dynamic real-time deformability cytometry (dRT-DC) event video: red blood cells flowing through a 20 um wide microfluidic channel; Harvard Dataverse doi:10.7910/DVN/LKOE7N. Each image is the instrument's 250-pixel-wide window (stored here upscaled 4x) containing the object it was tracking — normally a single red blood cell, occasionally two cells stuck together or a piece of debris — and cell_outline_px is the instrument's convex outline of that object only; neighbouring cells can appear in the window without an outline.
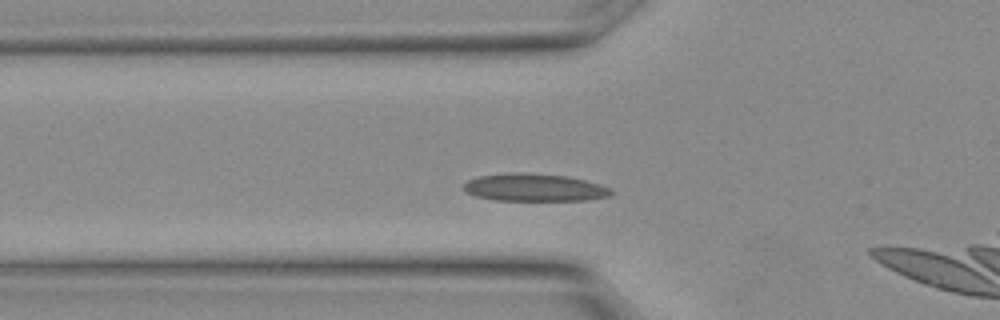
{"species": "Egyptian fruit bat (a non-hibernating species)", "species_latin": "Rousettus aegyptiacus", "temperature_condition": "warm", "stored_images_in_passage": 13, "camera_frame_rate_fps": 3000, "um_per_image_px": 0.085, "animal": {"sex": "female"}, "frame": {"image": 1, "passage_image": 4, "time_ms": 1.0, "image_size_px": [1000, 320], "cell_outline_px": [[612, 192], [608, 196], [584, 200], [496, 200], [476, 196], [464, 192], [464, 184], [468, 180], [480, 176], [508, 172], [528, 172], [568, 176], [600, 184], [608, 188]], "centroid_in_image_um": [45.37, 15.92], "position_along_channel_um": 80.4, "area_um2": 23.64}}
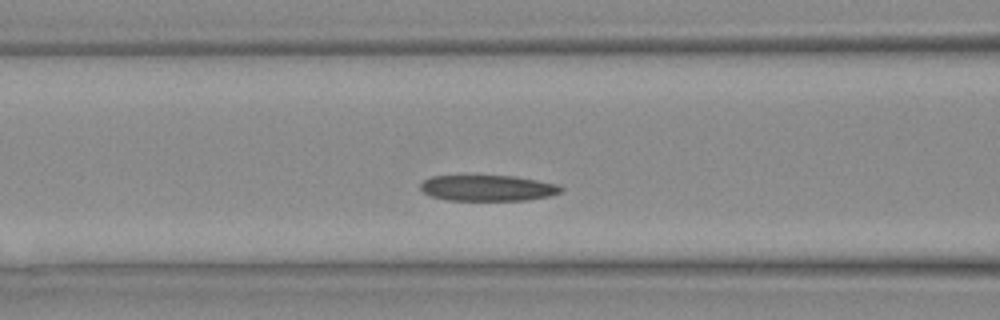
{"frame": {"image": 2, "passage_image": 6, "time_ms": 1.667, "image_size_px": [1000, 320], "cell_outline_px": [[564, 188], [560, 192], [548, 196], [528, 200], [448, 200], [432, 196], [424, 192], [420, 188], [420, 184], [424, 180], [432, 176], [512, 176], [536, 180], [556, 184]], "centroid_in_image_um": [41.45, 15.98], "position_along_channel_um": 125.2, "area_um2": 20.92}}
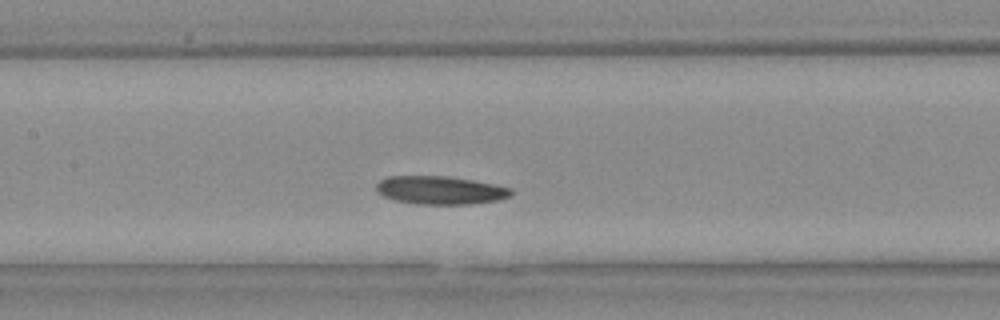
{"frame": {"image": 3, "passage_image": 8, "time_ms": 2.333, "image_size_px": [1000, 320], "cell_outline_px": [[512, 196], [496, 200], [468, 204], [416, 204], [396, 200], [384, 196], [376, 188], [376, 184], [380, 180], [388, 176], [444, 176], [472, 180], [512, 188]], "centroid_in_image_um": [37.42, 16.16], "position_along_channel_um": 170.0, "area_um2": 21.91}}